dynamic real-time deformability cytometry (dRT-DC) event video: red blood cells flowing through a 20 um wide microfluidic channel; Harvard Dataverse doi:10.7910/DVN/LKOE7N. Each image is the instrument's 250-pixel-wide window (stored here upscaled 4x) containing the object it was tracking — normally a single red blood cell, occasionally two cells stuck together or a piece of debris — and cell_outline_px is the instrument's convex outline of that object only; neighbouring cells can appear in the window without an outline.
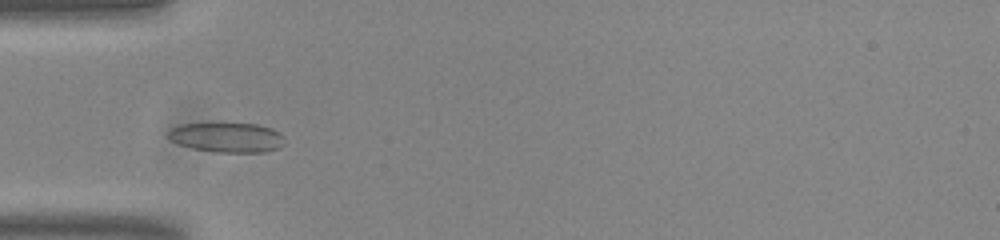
{"species": "common noctule bat (a hibernating species)", "species_latin": "Nyctalus noctula", "temperature_condition": "room temperature", "stored_images_in_passage": 48, "camera_frame_rate_fps": 3000, "um_per_image_px": 0.085, "animal": {"sex": "male", "body_mass_g": 20.0, "forearm_length_mm": 53.3}, "frame": {"image": 1, "passage_image": 11, "time_ms": 3.333, "image_size_px": [1000, 240], "cell_outline_px": [[284, 144], [280, 148], [264, 152], [216, 152], [192, 148], [180, 144], [172, 140], [168, 136], [168, 132], [172, 128], [180, 124], [220, 120], [256, 124], [272, 128], [284, 136]], "centroid_in_image_um": [19.3, 11.62], "position_along_channel_um": 65.7, "area_um2": 21.1}}
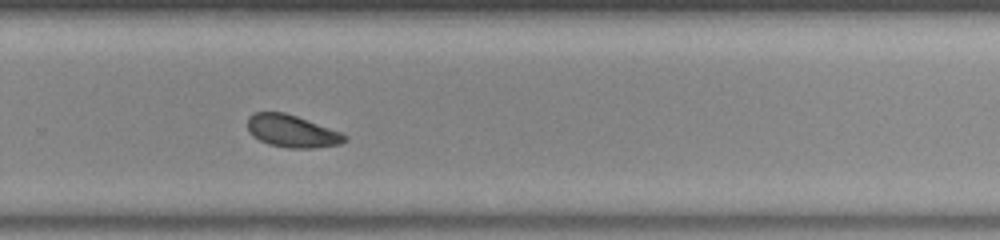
{"frame": {"image": 2, "passage_image": 30, "time_ms": 9.667, "image_size_px": [1000, 240], "cell_outline_px": [[348, 140], [340, 144], [316, 148], [288, 148], [268, 144], [252, 136], [248, 132], [248, 116], [256, 112], [284, 112], [296, 116], [340, 132], [348, 136]], "centroid_in_image_um": [24.81, 11.16], "position_along_channel_um": 305.0, "area_um2": 18.32}}
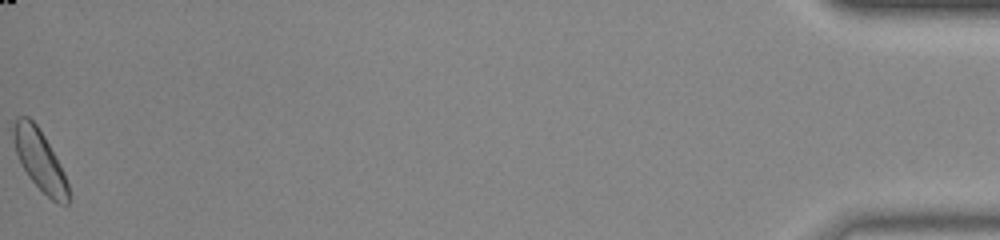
{"frame": {"image": 3, "passage_image": 48, "time_ms": 15.667, "image_size_px": [1000, 240], "cell_outline_px": [[68, 204], [60, 204], [52, 200], [28, 176], [20, 164], [16, 152], [12, 136], [12, 128], [16, 120], [20, 116], [28, 116], [36, 124], [44, 136], [60, 164], [68, 184]], "centroid_in_image_um": [3.35, 13.59], "position_along_channel_um": 431.8, "area_um2": 19.07}, "authors_computed_cell_mechanics": {"area_um2": 18.9006, "velocity_mm_per_s": 3.7936, "shape_relaxation_time_tau1_ms": 2.4423, "shape_relaxation_time_tau2_ms": 4.1629, "deformation_change_tau1": 0.0721, "deformation_change_tau2": 0.0733}}